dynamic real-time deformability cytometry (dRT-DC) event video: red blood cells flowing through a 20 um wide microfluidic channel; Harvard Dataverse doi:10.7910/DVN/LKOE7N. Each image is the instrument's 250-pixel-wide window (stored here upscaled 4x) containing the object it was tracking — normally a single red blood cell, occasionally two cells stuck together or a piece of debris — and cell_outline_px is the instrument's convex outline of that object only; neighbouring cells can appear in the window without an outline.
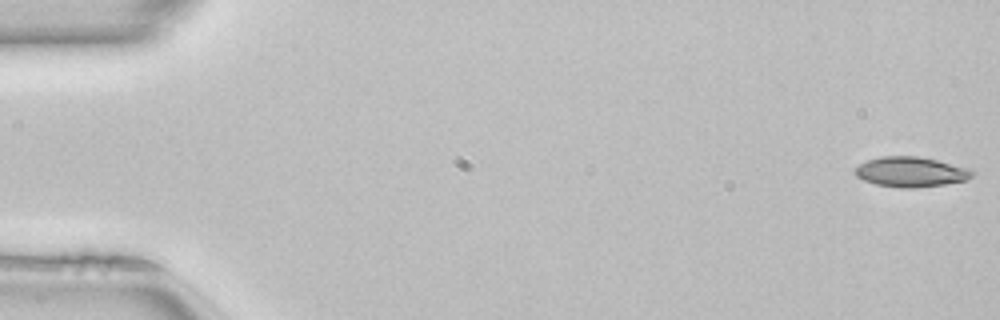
{"species": "common noctule bat (a hibernating species)", "species_latin": "Nyctalus noctula", "temperature_condition": "room temperature", "stored_images_in_passage": 51, "camera_frame_rate_fps": 3000, "um_per_image_px": 0.085, "animal": {"sex": "female", "body_mass_g": 22.7, "forearm_length_mm": 54.2}, "frame": {"image": 1, "passage_image": 1, "time_ms": 0.0, "image_size_px": [1000, 320], "cell_outline_px": [[976, 172], [972, 176], [964, 180], [944, 184], [912, 188], [900, 188], [876, 184], [864, 180], [856, 176], [852, 172], [860, 164], [868, 160], [880, 156], [920, 156], [968, 168]], "centroid_in_image_um": [77.39, 14.6], "position_along_channel_um": 7.6, "area_um2": 20.4}}
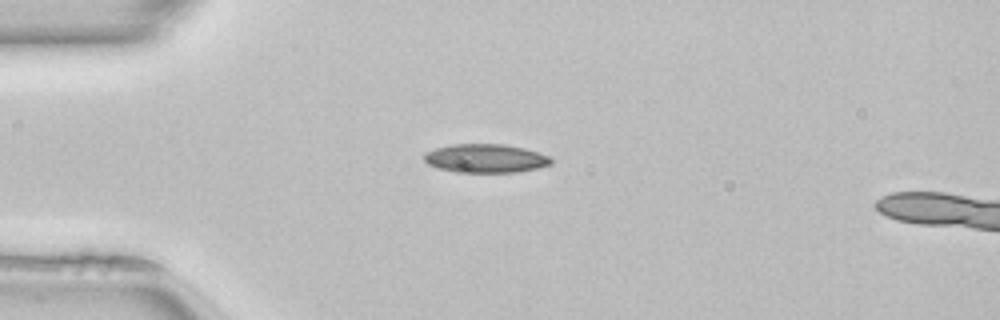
{"frame": {"image": 2, "passage_image": 13, "time_ms": 4.0, "image_size_px": [1000, 320], "cell_outline_px": [[552, 164], [536, 168], [516, 172], [456, 172], [440, 168], [428, 164], [424, 160], [424, 152], [436, 148], [452, 144], [504, 144], [524, 148], [552, 156]], "centroid_in_image_um": [41.29, 13.45], "position_along_channel_um": 43.7, "area_um2": 21.21}}
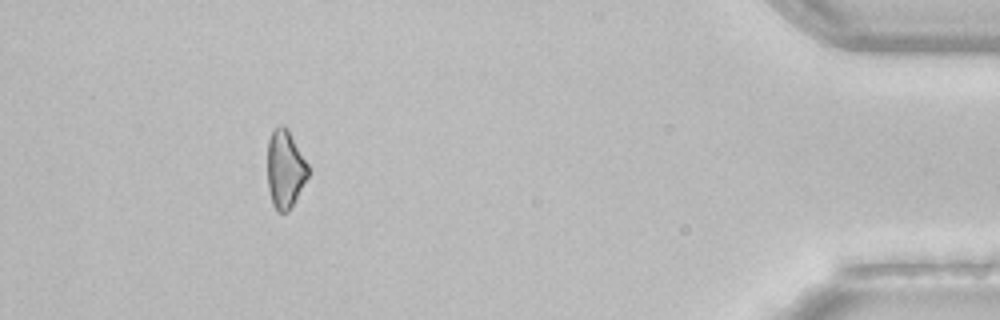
{"frame": {"image": 3, "passage_image": 46, "time_ms": 15.0, "image_size_px": [1000, 320], "cell_outline_px": [[308, 176], [288, 212], [276, 212], [272, 204], [268, 188], [268, 140], [272, 128], [280, 124], [284, 124], [288, 128], [308, 164]], "centroid_in_image_um": [24.21, 14.33], "position_along_channel_um": 411.0, "area_um2": 18.61}}